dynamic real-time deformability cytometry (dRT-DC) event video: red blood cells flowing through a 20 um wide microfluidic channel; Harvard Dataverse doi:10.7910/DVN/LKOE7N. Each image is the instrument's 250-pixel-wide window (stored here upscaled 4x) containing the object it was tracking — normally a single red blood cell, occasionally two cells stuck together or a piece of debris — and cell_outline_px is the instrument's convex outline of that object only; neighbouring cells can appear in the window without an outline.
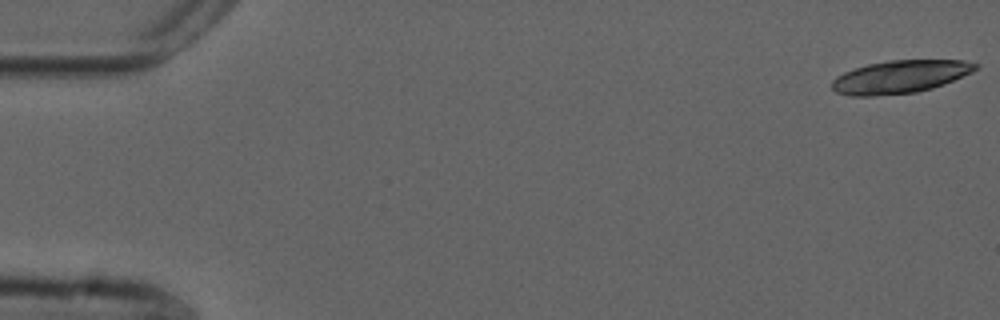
{"species": "common noctule bat (a hibernating species)", "species_latin": "Nyctalus noctula", "temperature_condition": "cold", "stored_images_in_passage": 54, "segment_of_instrument_passage": [1, 2], "camera_frame_rate_fps": 3000, "um_per_image_px": 0.085, "animal": {"sex": "male", "forearm_length_mm": 52.5}, "frame": {"image": 1, "passage_image": 1, "time_ms": 0.0, "image_size_px": [1000, 320], "cell_outline_px": [[980, 68], [972, 72], [944, 84], [932, 88], [916, 92], [872, 96], [852, 96], [836, 92], [832, 88], [832, 80], [836, 76], [844, 72], [868, 64], [888, 60], [964, 60], [980, 64]], "centroid_in_image_um": [76.53, 6.52], "position_along_channel_um": 8.5, "area_um2": 27.51}}